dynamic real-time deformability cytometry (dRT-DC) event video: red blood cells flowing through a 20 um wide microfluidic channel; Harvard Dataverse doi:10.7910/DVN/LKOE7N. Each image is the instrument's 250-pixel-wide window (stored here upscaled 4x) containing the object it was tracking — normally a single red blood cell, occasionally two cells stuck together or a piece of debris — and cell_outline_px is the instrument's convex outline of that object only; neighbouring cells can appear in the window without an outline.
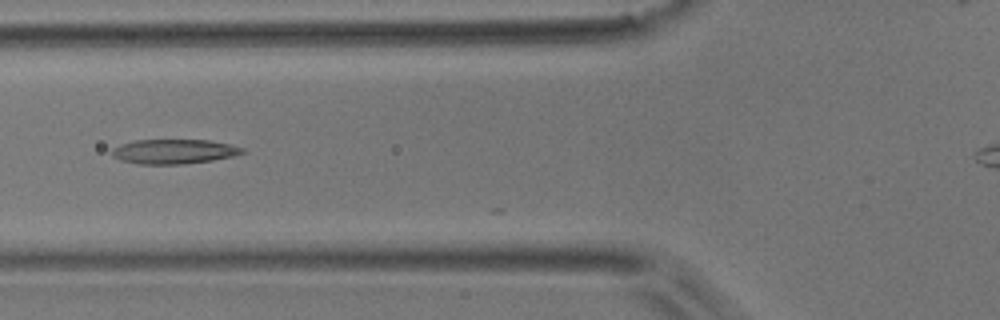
{"species": "common noctule bat (a hibernating species)", "species_latin": "Nyctalus noctula", "temperature_condition": "room temperature", "stored_images_in_passage": 6, "camera_frame_rate_fps": 3000, "um_per_image_px": 0.085, "animal": {"sex": "male", "body_mass_g": 17.9}, "frame": {"image": 1, "passage_image": 3, "time_ms": 0.667, "image_size_px": [1000, 320], "cell_outline_px": [[248, 152], [232, 156], [212, 160], [184, 164], [136, 164], [120, 160], [112, 156], [112, 148], [120, 144], [136, 140], [208, 140], [228, 144], [244, 148]], "centroid_in_image_um": [14.77, 12.88], "position_along_channel_um": 111.0, "area_um2": 18.73}}